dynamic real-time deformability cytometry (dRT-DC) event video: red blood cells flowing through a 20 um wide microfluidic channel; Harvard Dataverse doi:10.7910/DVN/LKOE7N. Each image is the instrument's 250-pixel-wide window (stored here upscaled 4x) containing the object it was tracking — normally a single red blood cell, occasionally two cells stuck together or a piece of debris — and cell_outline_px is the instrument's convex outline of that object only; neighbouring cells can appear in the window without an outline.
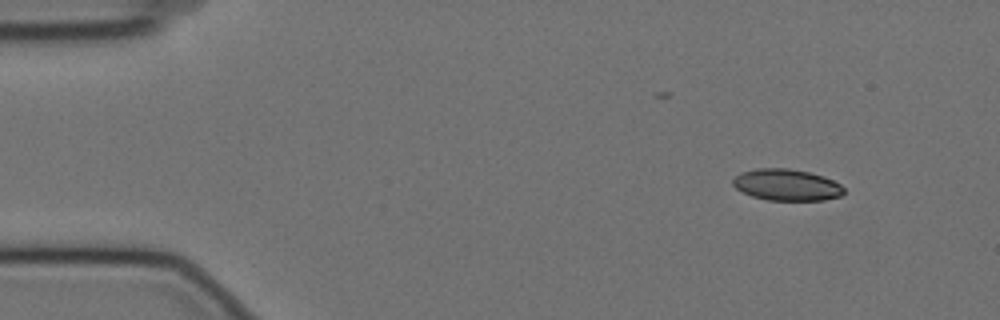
{"species": "Egyptian fruit bat (a non-hibernating species)", "species_latin": "Rousettus aegyptiacus", "temperature_condition": "cold", "stored_images_in_passage": 52, "camera_frame_rate_fps": 3000, "um_per_image_px": 0.085, "animal": {"sex": "female"}, "frame": {"image": 1, "passage_image": 1, "time_ms": 0.0, "image_size_px": [1000, 320], "cell_outline_px": [[844, 192], [840, 196], [824, 200], [768, 200], [752, 196], [736, 188], [732, 184], [732, 180], [740, 172], [756, 168], [788, 168], [808, 172], [824, 176], [840, 184], [844, 188]], "centroid_in_image_um": [66.86, 15.71], "position_along_channel_um": 18.1, "area_um2": 20.35}}
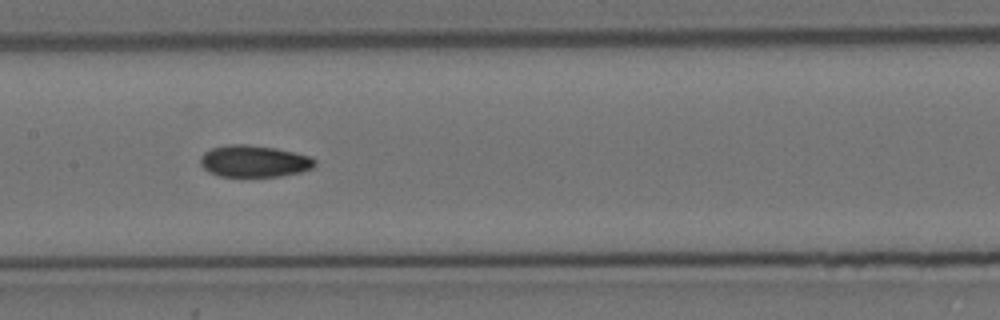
{"frame": {"image": 2, "passage_image": 23, "time_ms": 7.333, "image_size_px": [1000, 320], "cell_outline_px": [[316, 164], [312, 168], [300, 172], [280, 176], [220, 176], [208, 172], [200, 164], [200, 156], [204, 152], [212, 148], [228, 144], [248, 144], [276, 148], [308, 156], [316, 160]], "centroid_in_image_um": [21.57, 13.7], "position_along_channel_um": 185.8, "area_um2": 21.15}}
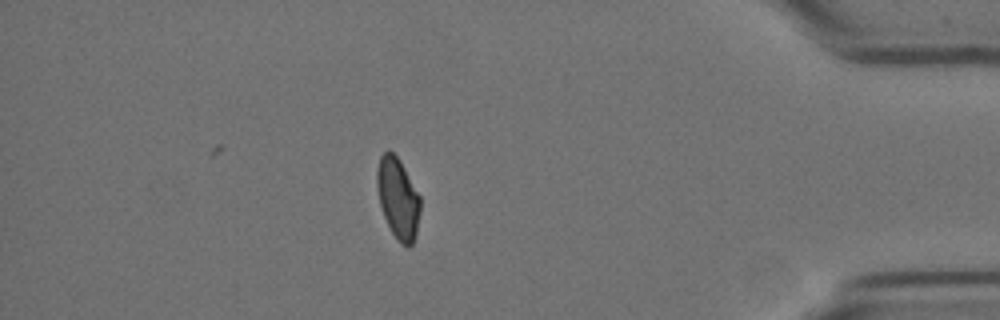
{"frame": {"image": 3, "passage_image": 45, "time_ms": 14.667, "image_size_px": [1000, 320], "cell_outline_px": [[420, 212], [416, 232], [412, 244], [408, 248], [400, 244], [392, 232], [384, 216], [380, 204], [376, 184], [376, 172], [380, 156], [388, 148], [400, 160], [420, 196]], "centroid_in_image_um": [33.82, 16.84], "position_along_channel_um": 401.4, "area_um2": 20.4}, "authors_computed_cell_mechanics": {"area_um2": 21.1548, "velocity_mm_per_s": 3.5208, "shape_relaxation_time_tau1_ms": 9.2435, "shape_relaxation_time_tau2_ms": 4.6886, "deformation_change_tau1": 0.1629, "deformation_change_tau2": 0.0898}}